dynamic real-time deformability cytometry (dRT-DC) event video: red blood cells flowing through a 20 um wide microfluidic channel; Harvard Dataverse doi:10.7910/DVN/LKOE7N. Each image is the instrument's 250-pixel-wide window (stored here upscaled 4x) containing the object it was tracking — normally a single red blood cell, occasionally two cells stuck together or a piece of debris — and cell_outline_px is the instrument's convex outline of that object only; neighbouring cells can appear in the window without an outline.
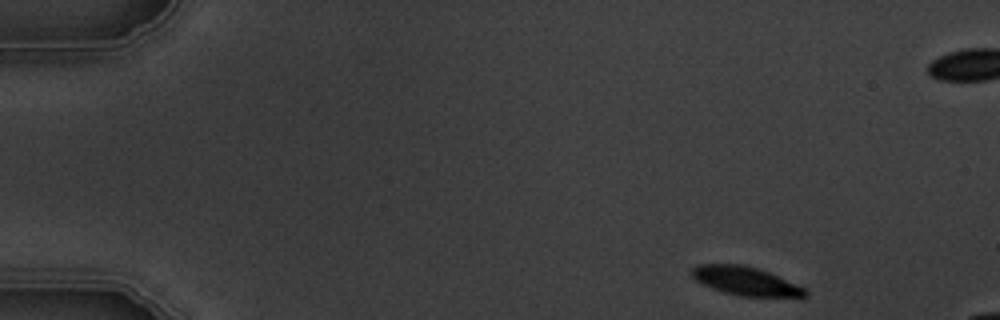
{"species": "common noctule bat (a hibernating species)", "species_latin": "Nyctalus noctula", "temperature_condition": "warm", "stored_images_in_passage": 5, "camera_frame_rate_fps": 3000, "um_per_image_px": 0.085, "animal": {"sex": "male", "body_mass_g": 19.5, "forearm_length_mm": 54.6}, "frame": {"image": 1, "passage_image": 1, "time_ms": 0.0, "image_size_px": [1000, 320], "cell_outline_px": [[808, 296], [740, 296], [724, 292], [700, 284], [688, 272], [692, 268], [700, 264], [744, 264], [768, 272], [796, 284], [804, 288], [808, 292]], "centroid_in_image_um": [63.3, 23.87], "position_along_channel_um": 21.7, "area_um2": 18.73}}